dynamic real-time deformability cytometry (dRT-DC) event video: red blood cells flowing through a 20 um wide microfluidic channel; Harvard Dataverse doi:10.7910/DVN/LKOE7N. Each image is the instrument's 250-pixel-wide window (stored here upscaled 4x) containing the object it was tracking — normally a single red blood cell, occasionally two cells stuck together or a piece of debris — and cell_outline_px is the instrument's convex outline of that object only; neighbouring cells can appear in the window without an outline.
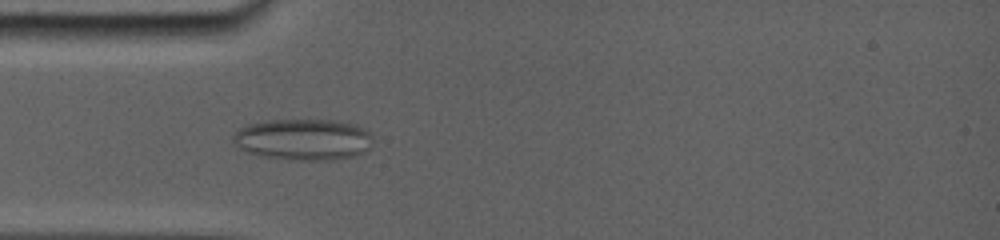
{"species": "common noctule bat (a hibernating species)", "species_latin": "Nyctalus noctula", "temperature_condition": "room temperature", "stored_images_in_passage": 43, "camera_frame_rate_fps": 5000, "um_per_image_px": 0.085, "animal": {"sex": "female", "body_mass_g": 19.0, "forearm_length_mm": 56.7}, "frame": {"image": 1, "passage_image": 9, "time_ms": 5.0, "image_size_px": [1000, 240], "cell_outline_px": [[364, 132], [360, 152], [352, 156], [328, 160], [296, 160], [264, 156], [248, 152], [244, 148], [236, 136], [244, 128], [252, 124], [272, 120], [332, 120], [348, 124]], "centroid_in_image_um": [25.67, 11.86], "position_along_channel_um": 59.3, "area_um2": 30.81}}
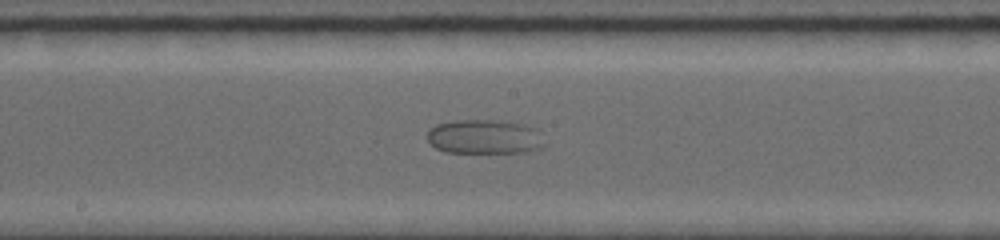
{"frame": {"image": 2, "passage_image": 20, "time_ms": 9.2, "image_size_px": [1000, 240], "cell_outline_px": [[532, 148], [524, 152], [448, 152], [436, 148], [428, 140], [428, 132], [436, 124], [460, 120], [488, 120], [516, 124], [532, 128]], "centroid_in_image_um": [40.87, 11.62], "position_along_channel_um": 207.3, "area_um2": 21.39}}
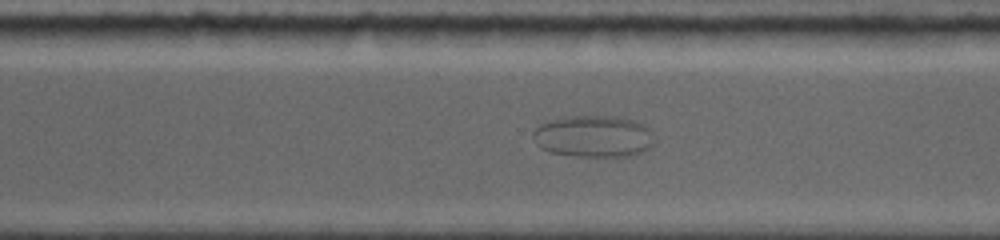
{"frame": {"image": 3, "passage_image": 29, "time_ms": 12.4, "image_size_px": [1000, 240], "cell_outline_px": [[652, 148], [644, 152], [632, 156], [576, 156], [548, 152], [540, 148], [536, 144], [532, 136], [532, 132], [540, 124], [552, 120], [572, 116], [616, 116], [632, 120], [648, 128], [652, 144]], "centroid_in_image_um": [50.41, 11.61], "position_along_channel_um": 320.2, "area_um2": 29.42}}